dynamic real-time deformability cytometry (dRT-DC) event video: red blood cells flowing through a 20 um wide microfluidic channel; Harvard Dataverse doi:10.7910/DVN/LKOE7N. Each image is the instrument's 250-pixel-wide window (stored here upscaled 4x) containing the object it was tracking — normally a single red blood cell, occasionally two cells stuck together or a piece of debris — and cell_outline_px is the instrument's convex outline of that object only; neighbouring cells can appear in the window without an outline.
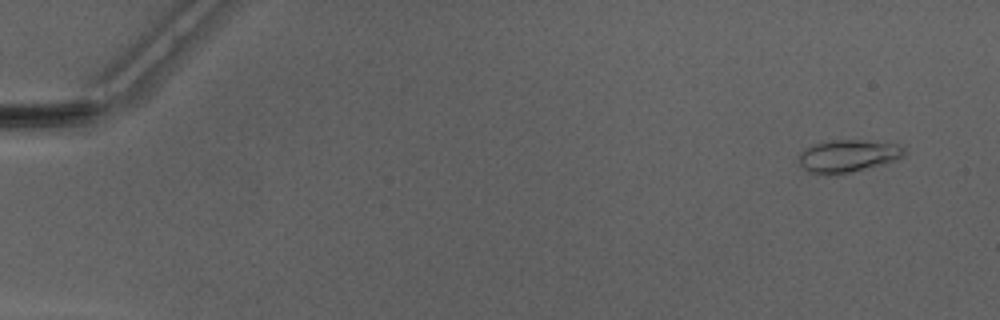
{"species": "Egyptian fruit bat (a non-hibernating species)", "species_latin": "Rousettus aegyptiacus", "temperature_condition": "warm", "stored_images_in_passage": 48, "camera_frame_rate_fps": 3000, "um_per_image_px": 0.085, "animal": {"sex": "male"}, "frame": {"image": 1, "passage_image": 1, "time_ms": 0.0, "image_size_px": [1000, 320], "cell_outline_px": [[908, 152], [904, 156], [880, 164], [848, 172], [824, 176], [808, 172], [800, 164], [800, 152], [804, 148], [824, 140], [860, 140], [896, 144], [904, 148]], "centroid_in_image_um": [72.02, 13.25], "position_along_channel_um": 13.0, "area_um2": 19.77}}
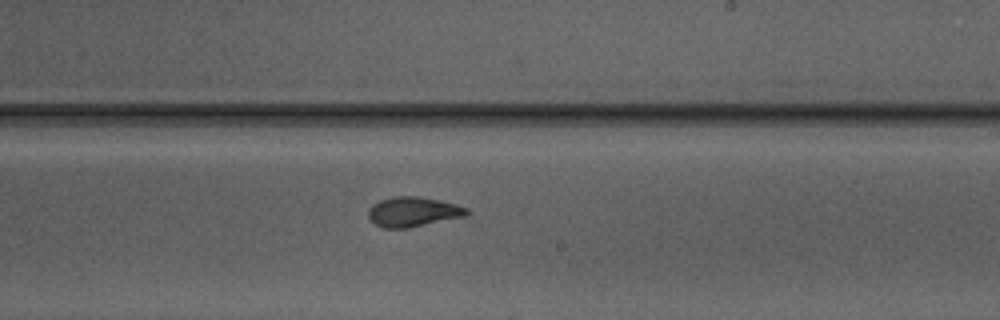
{"frame": {"image": 2, "passage_image": 29, "time_ms": 9.333, "image_size_px": [1000, 320], "cell_outline_px": [[472, 212], [468, 216], [408, 228], [384, 228], [376, 224], [368, 216], [368, 212], [372, 204], [380, 200], [392, 196], [420, 196], [440, 200], [456, 204], [468, 208]], "centroid_in_image_um": [35.17, 17.99], "position_along_channel_um": 253.8, "area_um2": 17.34}}
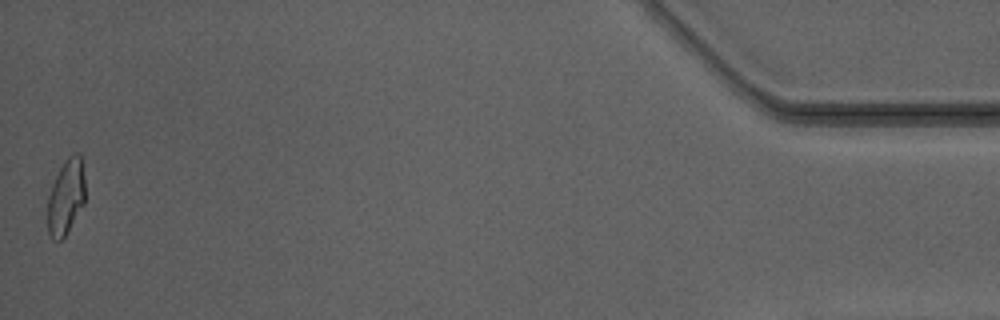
{"frame": {"image": 3, "passage_image": 48, "time_ms": 15.667, "image_size_px": [1000, 320], "cell_outline_px": [[84, 204], [64, 236], [60, 240], [52, 240], [48, 236], [48, 196], [52, 184], [64, 160], [72, 152], [80, 152], [84, 176]], "centroid_in_image_um": [5.6, 16.71], "position_along_channel_um": 429.6, "area_um2": 16.47}, "authors_computed_cell_mechanics": {"area_um2": 17.2822, "velocity_mm_per_s": 4.1709, "shape_relaxation_time_tau1_ms": 4.3211, "shape_relaxation_time_tau2_ms": 1.2737, "deformation_change_tau1": 0.178, "deformation_change_tau2": 0.0752}}